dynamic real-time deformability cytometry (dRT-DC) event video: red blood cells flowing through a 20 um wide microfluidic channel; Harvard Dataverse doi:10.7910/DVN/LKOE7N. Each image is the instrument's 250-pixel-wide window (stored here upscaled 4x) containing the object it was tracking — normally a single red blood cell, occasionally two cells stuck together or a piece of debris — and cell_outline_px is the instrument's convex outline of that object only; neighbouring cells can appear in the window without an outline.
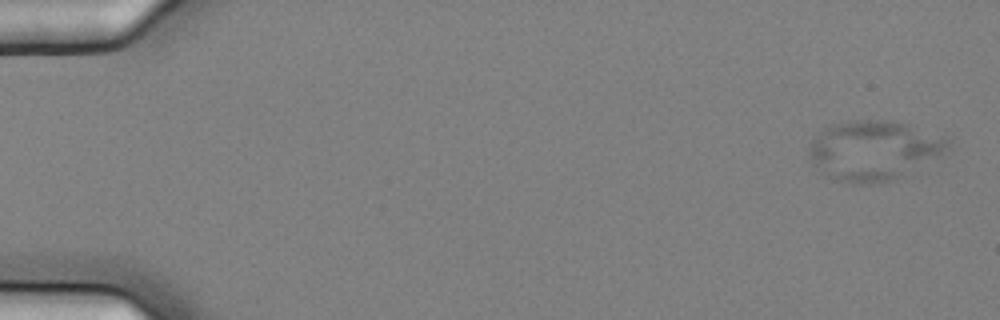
{"species": "common noctule bat (a hibernating species)", "species_latin": "Nyctalus noctula", "temperature_condition": "cold", "stored_images_in_passage": 15, "camera_frame_rate_fps": 3000, "um_per_image_px": 0.085, "animal": {"sex": "female", "body_mass_g": 25.1}, "frame": {"image": 1, "passage_image": 2, "time_ms": 0.333, "image_size_px": [1000, 320], "cell_outline_px": [[952, 148], [948, 152], [940, 156], [888, 180], [872, 184], [852, 184], [836, 180], [828, 176], [808, 156], [808, 144], [824, 128], [832, 124], [852, 120], [888, 120], [908, 124], [944, 136], [952, 140]], "centroid_in_image_um": [74.29, 12.75], "position_along_channel_um": 10.7, "area_um2": 48.03}}